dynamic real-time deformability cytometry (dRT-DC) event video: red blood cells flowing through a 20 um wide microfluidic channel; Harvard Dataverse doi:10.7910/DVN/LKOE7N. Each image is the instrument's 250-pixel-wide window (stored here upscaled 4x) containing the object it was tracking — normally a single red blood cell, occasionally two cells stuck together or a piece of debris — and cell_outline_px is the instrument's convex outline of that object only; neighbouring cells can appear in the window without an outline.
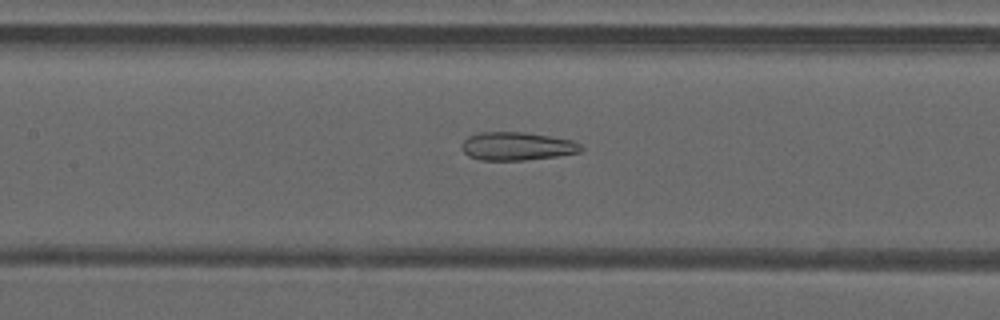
{"species": "common noctule bat (a hibernating species)", "species_latin": "Nyctalus noctula", "temperature_condition": "warm", "stored_images_in_passage": 42, "camera_frame_rate_fps": 3000, "um_per_image_px": 0.085, "animal": {"sex": "male", "forearm_length_mm": 52.5}, "frame": {"image": 1, "passage_image": 16, "time_ms": 5.0, "image_size_px": [1000, 320], "cell_outline_px": [[584, 148], [580, 152], [560, 156], [524, 160], [480, 160], [468, 156], [460, 148], [460, 144], [468, 136], [480, 132], [524, 132], [572, 140], [580, 144]], "centroid_in_image_um": [43.92, 12.43], "position_along_channel_um": 163.5, "area_um2": 19.77}}
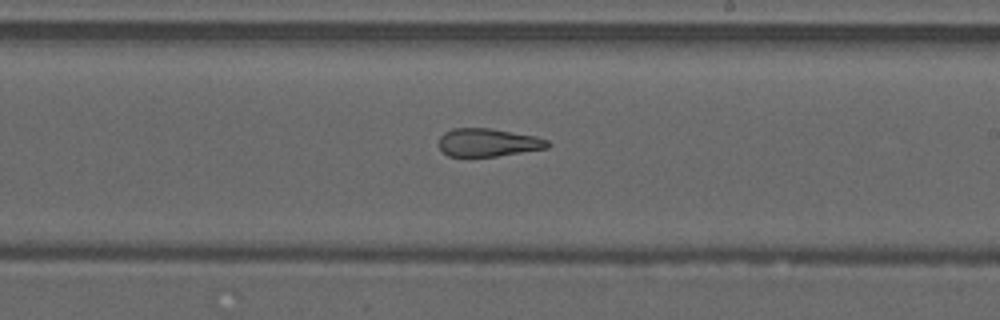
{"frame": {"image": 2, "passage_image": 22, "time_ms": 7.0, "image_size_px": [1000, 320], "cell_outline_px": [[552, 144], [548, 148], [496, 156], [448, 156], [440, 148], [440, 136], [444, 132], [452, 128], [492, 128], [536, 136], [548, 140]], "centroid_in_image_um": [41.52, 12.1], "position_along_channel_um": 247.5, "area_um2": 17.8}}
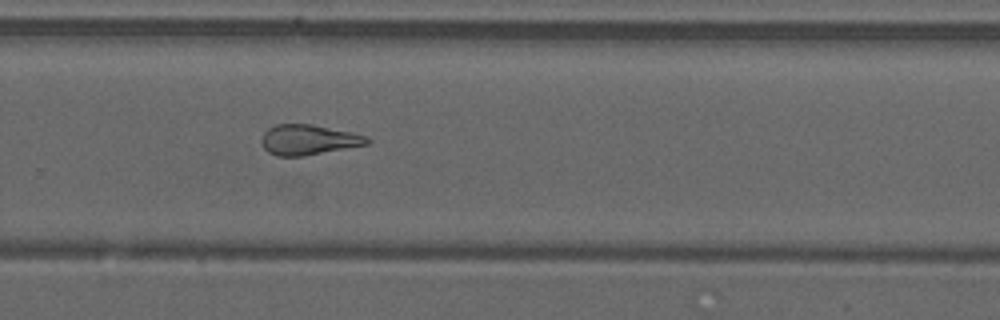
{"frame": {"image": 3, "passage_image": 26, "time_ms": 8.333, "image_size_px": [1000, 320], "cell_outline_px": [[372, 140], [368, 144], [304, 156], [276, 156], [268, 152], [264, 148], [260, 140], [264, 132], [268, 128], [276, 124], [312, 124], [368, 136]], "centroid_in_image_um": [26.2, 11.88], "position_along_channel_um": 303.6, "area_um2": 18.61}, "authors_computed_cell_mechanics": {"area_um2": 20.3456, "velocity_mm_per_s": 4.2334, "shape_relaxation_time_tau1_ms": null, "shape_relaxation_time_tau2_ms": 2.1731, "deformation_change_tau1": null, "deformation_change_tau2": 0.1217}}